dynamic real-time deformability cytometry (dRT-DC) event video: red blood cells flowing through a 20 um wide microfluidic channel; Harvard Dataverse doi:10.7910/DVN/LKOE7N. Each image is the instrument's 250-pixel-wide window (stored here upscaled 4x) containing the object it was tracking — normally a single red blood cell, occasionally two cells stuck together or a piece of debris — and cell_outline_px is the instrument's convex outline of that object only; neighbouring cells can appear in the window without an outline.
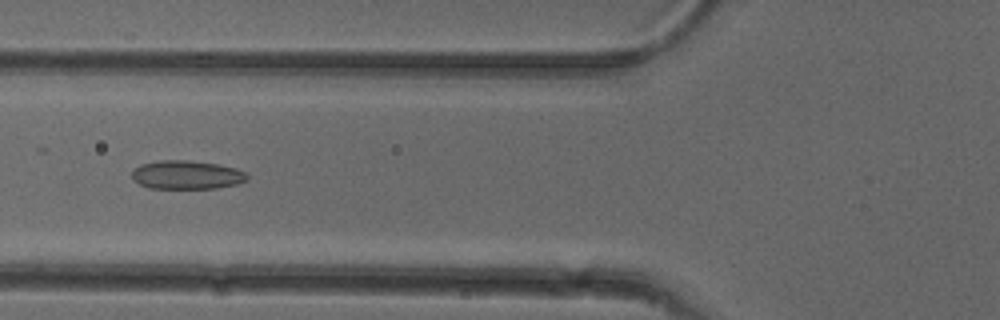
{"species": "common noctule bat (a hibernating species)", "species_latin": "Nyctalus noctula", "temperature_condition": "cold", "stored_images_in_passage": 48, "camera_frame_rate_fps": 3000, "um_per_image_px": 0.085, "animal": {"sex": "female"}, "frame": {"image": 1, "passage_image": 16, "time_ms": 5.0, "image_size_px": [1000, 320], "cell_outline_px": [[248, 180], [236, 184], [216, 188], [148, 188], [132, 180], [132, 172], [140, 164], [160, 160], [188, 160], [216, 164], [236, 168], [244, 172], [248, 176]], "centroid_in_image_um": [15.85, 14.86], "position_along_channel_um": 109.9, "area_um2": 19.19}}
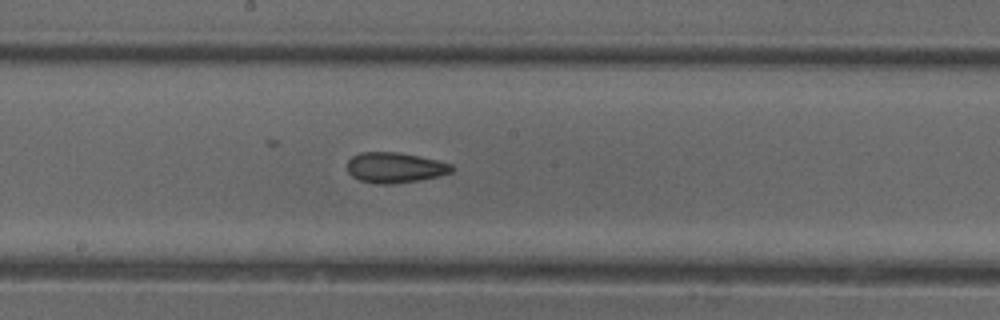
{"frame": {"image": 2, "passage_image": 24, "time_ms": 7.667, "image_size_px": [1000, 320], "cell_outline_px": [[452, 172], [440, 176], [420, 180], [392, 184], [380, 184], [360, 180], [352, 176], [348, 172], [348, 160], [352, 156], [360, 152], [400, 152], [436, 160], [452, 164]], "centroid_in_image_um": [33.57, 14.24], "position_along_channel_um": 214.6, "area_um2": 18.5}}
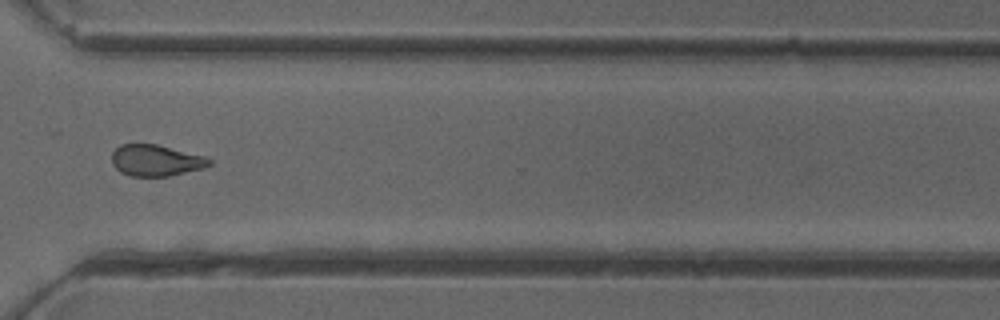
{"frame": {"image": 3, "passage_image": 35, "time_ms": 11.333, "image_size_px": [1000, 320], "cell_outline_px": [[212, 164], [204, 168], [168, 176], [132, 176], [120, 172], [112, 164], [112, 152], [120, 144], [156, 144], [204, 156], [212, 160]], "centroid_in_image_um": [13.24, 13.63], "position_along_channel_um": 357.4, "area_um2": 17.74}, "authors_computed_cell_mechanics": {"area_um2": 18.4671, "velocity_mm_per_s": 3.9026, "shape_relaxation_time_tau1_ms": 6.384, "shape_relaxation_time_tau2_ms": 2.132, "deformation_change_tau1": 0.1168, "deformation_change_tau2": 0.0846}}